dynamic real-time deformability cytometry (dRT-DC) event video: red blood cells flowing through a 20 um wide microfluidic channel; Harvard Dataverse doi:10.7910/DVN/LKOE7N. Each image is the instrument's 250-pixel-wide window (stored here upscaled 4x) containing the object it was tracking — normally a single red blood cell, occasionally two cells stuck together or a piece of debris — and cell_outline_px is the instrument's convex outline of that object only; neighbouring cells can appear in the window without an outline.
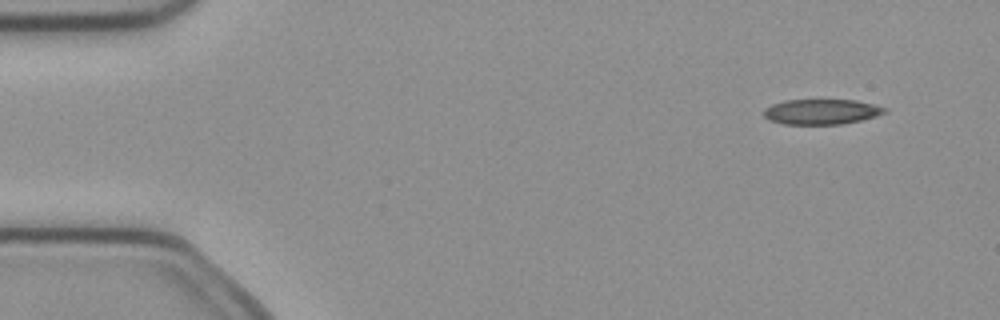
{"species": "common noctule bat (a hibernating species)", "species_latin": "Nyctalus noctula", "temperature_condition": "cold", "stored_images_in_passage": 4, "camera_frame_rate_fps": 3000, "um_per_image_px": 0.085, "animal": {"sex": "female", "body_mass_g": 21.9}, "frame": {"image": 1, "passage_image": 1, "time_ms": 0.0, "image_size_px": [1000, 320], "cell_outline_px": [[888, 112], [876, 116], [844, 124], [784, 124], [768, 120], [764, 116], [764, 108], [772, 104], [784, 100], [856, 100], [888, 108]], "centroid_in_image_um": [69.82, 9.5], "position_along_channel_um": 15.2, "area_um2": 17.86}}